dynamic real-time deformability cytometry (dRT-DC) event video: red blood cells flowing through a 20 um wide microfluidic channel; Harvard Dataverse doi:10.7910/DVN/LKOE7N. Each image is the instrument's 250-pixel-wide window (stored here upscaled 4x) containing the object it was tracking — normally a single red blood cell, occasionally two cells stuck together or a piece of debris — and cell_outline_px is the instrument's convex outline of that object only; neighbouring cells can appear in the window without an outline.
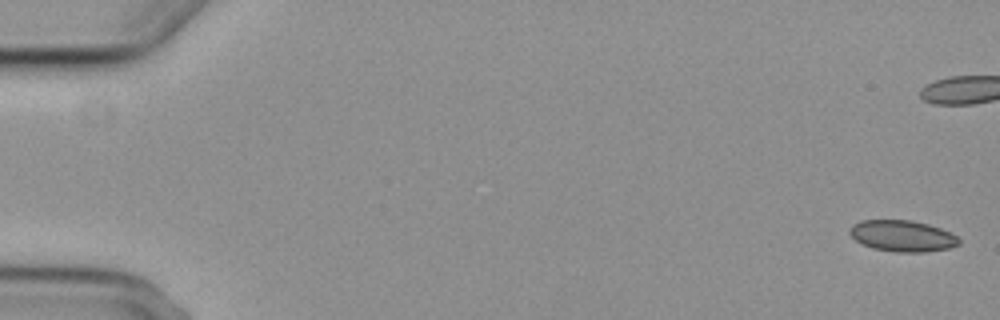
{"species": "common noctule bat (a hibernating species)", "species_latin": "Nyctalus noctula", "temperature_condition": "cold", "stored_images_in_passage": 6, "camera_frame_rate_fps": 3000, "um_per_image_px": 0.085, "animal": {"sex": "female", "body_mass_g": 29.2, "forearm_length_mm": 56.3}, "frame": {"image": 1, "passage_image": 1, "time_ms": 0.0, "image_size_px": [1000, 320], "cell_outline_px": [[960, 244], [948, 248], [924, 252], [896, 252], [872, 248], [856, 240], [848, 232], [852, 224], [860, 220], [908, 220], [928, 224], [940, 228], [956, 236], [960, 240]], "centroid_in_image_um": [76.68, 20.05], "position_along_channel_um": 8.3, "area_um2": 19.77}}